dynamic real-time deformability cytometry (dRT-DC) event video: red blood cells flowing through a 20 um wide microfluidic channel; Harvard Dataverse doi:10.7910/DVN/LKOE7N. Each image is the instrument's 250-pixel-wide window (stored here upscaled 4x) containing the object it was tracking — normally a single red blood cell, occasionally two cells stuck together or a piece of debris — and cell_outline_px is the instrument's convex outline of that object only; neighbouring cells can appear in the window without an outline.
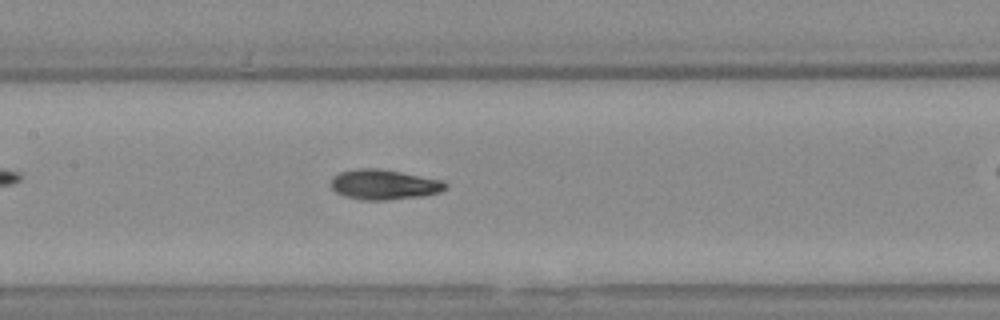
{"species": "Egyptian fruit bat (a non-hibernating species)", "species_latin": "Rousettus aegyptiacus", "temperature_condition": "warm", "stored_images_in_passage": 42, "camera_frame_rate_fps": 3000, "um_per_image_px": 0.085, "animal": {"sex": "female"}, "frame": {"image": 1, "passage_image": 24, "time_ms": 7.667, "image_size_px": [1000, 320], "cell_outline_px": [[448, 188], [440, 192], [424, 196], [388, 200], [360, 200], [344, 196], [336, 192], [332, 188], [332, 176], [340, 172], [360, 168], [380, 168], [444, 180], [448, 184]], "centroid_in_image_um": [32.68, 15.69], "position_along_channel_um": 174.7, "area_um2": 20.35}}